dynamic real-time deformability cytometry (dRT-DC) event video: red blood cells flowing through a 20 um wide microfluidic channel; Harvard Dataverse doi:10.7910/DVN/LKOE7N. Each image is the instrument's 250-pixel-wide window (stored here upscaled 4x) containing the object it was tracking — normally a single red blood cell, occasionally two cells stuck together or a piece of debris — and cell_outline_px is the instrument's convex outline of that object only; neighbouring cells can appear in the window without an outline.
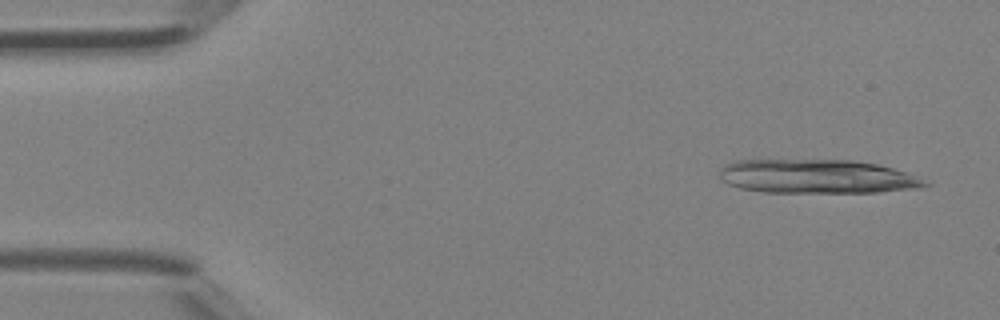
{"species": "Egyptian fruit bat (a non-hibernating species)", "species_latin": "Rousettus aegyptiacus", "temperature_condition": "room temperature", "stored_images_in_passage": 11, "camera_frame_rate_fps": 3000, "um_per_image_px": 0.085, "animal": {"sex": "female"}, "frame": {"image": 1, "passage_image": 2, "time_ms": 0.333, "image_size_px": [1000, 320], "cell_outline_px": [[932, 184], [924, 188], [880, 192], [764, 192], [740, 188], [728, 184], [720, 176], [720, 168], [724, 164], [736, 160], [852, 160], [876, 164], [892, 168], [904, 172]], "centroid_in_image_um": [69.44, 15.0], "position_along_channel_um": 15.6, "area_um2": 40.58}}